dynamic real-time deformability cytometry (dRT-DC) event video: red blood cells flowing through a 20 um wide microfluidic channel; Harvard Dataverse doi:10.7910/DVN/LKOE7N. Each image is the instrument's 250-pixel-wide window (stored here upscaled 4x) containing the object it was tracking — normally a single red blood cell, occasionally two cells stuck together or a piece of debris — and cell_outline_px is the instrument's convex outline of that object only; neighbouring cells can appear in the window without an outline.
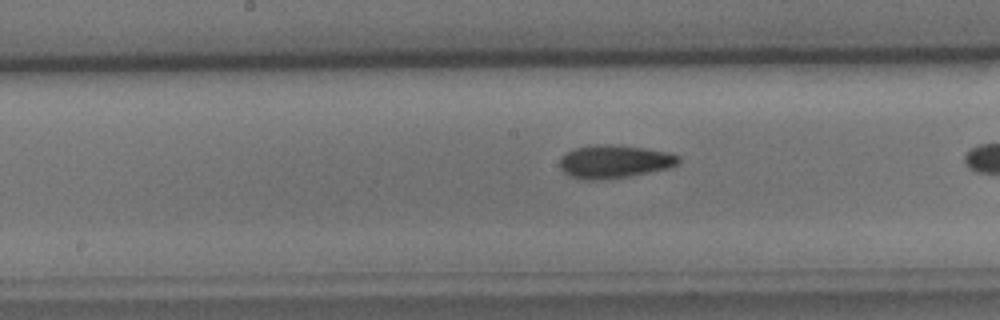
{"species": "common noctule bat (a hibernating species)", "species_latin": "Nyctalus noctula", "temperature_condition": "cold", "stored_images_in_passage": 10, "camera_frame_rate_fps": 3000, "um_per_image_px": 0.085, "animal": {"sex": "male", "body_mass_g": 15.6}, "frame": {"image": 1, "passage_image": 9, "time_ms": 10.0, "image_size_px": [1000, 320], "cell_outline_px": [[680, 164], [668, 168], [628, 176], [600, 180], [584, 180], [572, 176], [564, 172], [560, 168], [560, 156], [576, 148], [588, 144], [604, 144], [644, 148], [668, 152], [680, 156]], "centroid_in_image_um": [52.21, 13.73], "position_along_channel_um": 196.0, "area_um2": 22.89}}